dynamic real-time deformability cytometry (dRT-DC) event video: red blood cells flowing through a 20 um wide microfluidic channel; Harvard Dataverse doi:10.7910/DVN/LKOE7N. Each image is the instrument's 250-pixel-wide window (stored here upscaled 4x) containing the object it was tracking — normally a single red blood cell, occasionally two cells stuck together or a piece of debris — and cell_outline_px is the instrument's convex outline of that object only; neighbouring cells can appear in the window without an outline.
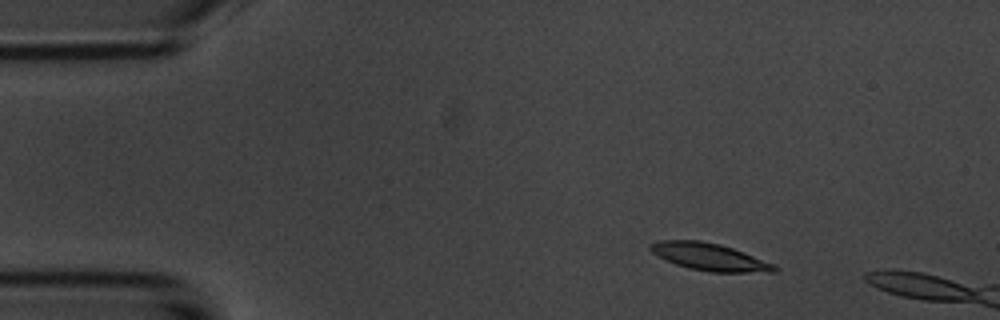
{"species": "common noctule bat (a hibernating species)", "species_latin": "Nyctalus noctula", "temperature_condition": "room temperature", "stored_images_in_passage": 4, "camera_frame_rate_fps": 3000, "um_per_image_px": 0.085, "animal": {"sex": "male", "body_mass_g": 20.1, "forearm_length_mm": 53.5}, "frame": {"image": 1, "passage_image": 2, "time_ms": 1.0, "image_size_px": [1000, 320], "cell_outline_px": [[780, 268], [776, 272], [708, 272], [688, 268], [676, 264], [652, 252], [648, 248], [648, 244], [660, 240], [700, 240], [720, 244], [744, 252], [772, 264]], "centroid_in_image_um": [60.3, 21.83], "position_along_channel_um": 24.7, "area_um2": 19.59}}